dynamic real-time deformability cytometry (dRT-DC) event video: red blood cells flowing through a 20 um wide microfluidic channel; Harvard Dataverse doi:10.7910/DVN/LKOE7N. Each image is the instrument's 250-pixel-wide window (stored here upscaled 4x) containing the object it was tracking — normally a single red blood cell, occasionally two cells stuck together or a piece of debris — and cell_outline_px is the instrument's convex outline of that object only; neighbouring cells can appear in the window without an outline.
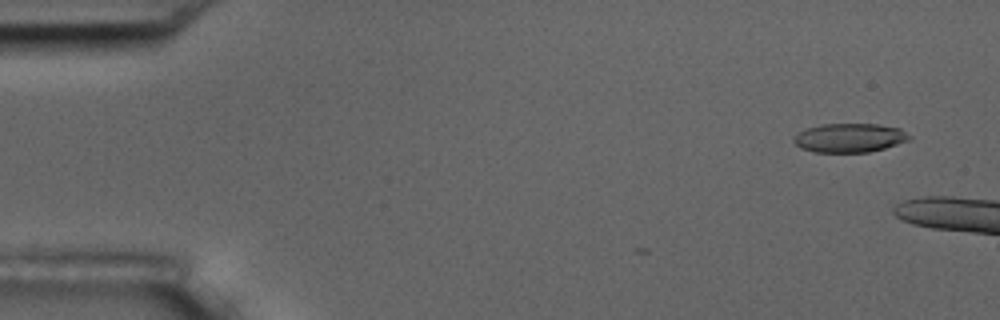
{"species": "common noctule bat (a hibernating species)", "species_latin": "Nyctalus noctula", "temperature_condition": "room temperature", "stored_images_in_passage": 9, "camera_frame_rate_fps": 3000, "um_per_image_px": 0.085, "animal": {"sex": "male", "body_mass_g": 17.5, "forearm_length_mm": 52.3}, "frame": {"image": 1, "passage_image": 4, "time_ms": 1.0, "image_size_px": [1000, 320], "cell_outline_px": [[912, 140], [884, 148], [868, 152], [812, 152], [800, 148], [792, 140], [800, 132], [808, 128], [820, 124], [876, 124], [900, 128], [912, 136]], "centroid_in_image_um": [72.25, 11.72], "position_along_channel_um": 12.7, "area_um2": 19.54}}